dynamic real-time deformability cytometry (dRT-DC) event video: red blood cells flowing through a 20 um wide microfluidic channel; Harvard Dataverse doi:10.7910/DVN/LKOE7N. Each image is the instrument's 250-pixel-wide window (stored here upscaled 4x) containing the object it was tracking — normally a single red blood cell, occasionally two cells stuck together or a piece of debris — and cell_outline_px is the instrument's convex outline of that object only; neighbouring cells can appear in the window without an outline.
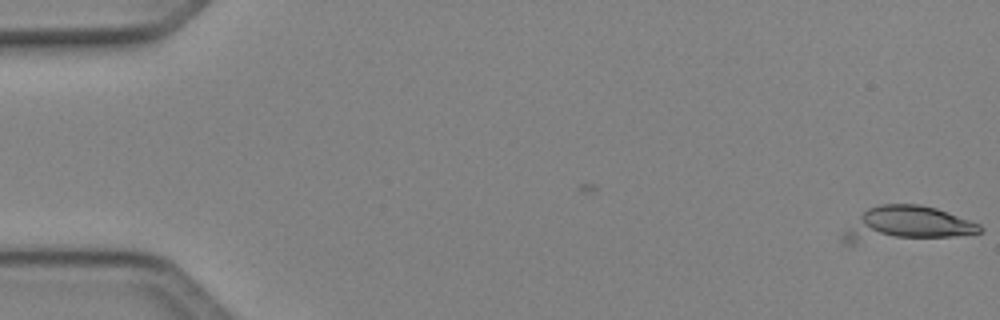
{"species": "Egyptian fruit bat (a non-hibernating species)", "species_latin": "Rousettus aegyptiacus", "temperature_condition": "cold", "stored_images_in_passage": 6, "camera_frame_rate_fps": 3000, "um_per_image_px": 0.085, "animal": {"sex": "female"}, "frame": {"image": 1, "passage_image": 6, "time_ms": 1.667, "image_size_px": [1000, 320], "cell_outline_px": [[984, 228], [980, 232], [952, 236], [852, 244], [844, 244], [844, 232], [868, 208], [880, 204], [920, 204], [936, 208], [980, 224]], "centroid_in_image_um": [77.06, 19.06], "position_along_channel_um": 7.9, "area_um2": 27.51}}